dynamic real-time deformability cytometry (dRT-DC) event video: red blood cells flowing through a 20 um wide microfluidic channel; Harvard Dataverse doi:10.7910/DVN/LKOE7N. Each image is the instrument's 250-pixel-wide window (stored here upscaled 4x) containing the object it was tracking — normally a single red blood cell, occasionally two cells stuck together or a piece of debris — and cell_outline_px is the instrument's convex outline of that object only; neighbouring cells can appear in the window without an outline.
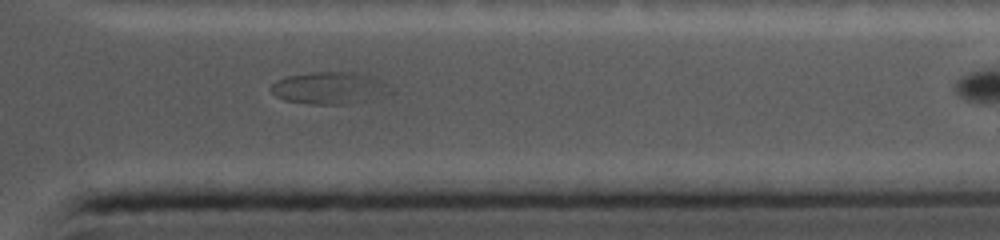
{"species": "common noctule bat (a hibernating species)", "species_latin": "Nyctalus noctula", "temperature_condition": "cold", "stored_images_in_passage": 17, "segment_of_instrument_passage": [1, 2], "camera_frame_rate_fps": 5000, "um_per_image_px": 0.085, "animal": {"sex": "female", "body_mass_g": 19.0, "forearm_length_mm": 56.7}, "frame": {"image": 1, "passage_image": 15, "time_ms": 8.6, "image_size_px": [1000, 240], "cell_outline_px": [[396, 92], [388, 96], [368, 100], [344, 104], [308, 104], [284, 100], [276, 96], [268, 88], [276, 80], [288, 76], [308, 72], [356, 72], [380, 80]], "centroid_in_image_um": [28.02, 7.49], "position_along_channel_um": 383.4, "area_um2": 22.6}}